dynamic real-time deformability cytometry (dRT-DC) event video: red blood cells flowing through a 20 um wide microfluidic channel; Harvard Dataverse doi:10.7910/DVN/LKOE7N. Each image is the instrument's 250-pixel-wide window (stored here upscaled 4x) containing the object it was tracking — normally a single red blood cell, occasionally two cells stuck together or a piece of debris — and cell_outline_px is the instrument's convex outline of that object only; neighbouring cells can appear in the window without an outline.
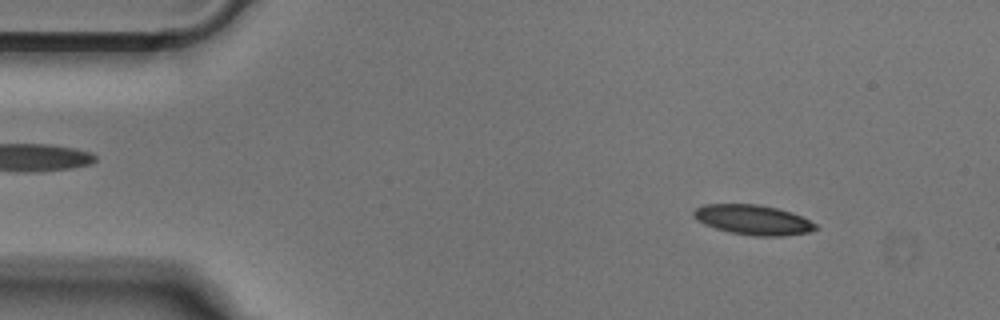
{"species": "Egyptian fruit bat (a non-hibernating species)", "species_latin": "Rousettus aegyptiacus", "temperature_condition": "cold", "stored_images_in_passage": 50, "camera_frame_rate_fps": 3000, "um_per_image_px": 0.085, "animal": {"sex": "male"}, "frame": {"image": 1, "passage_image": 5, "time_ms": 1.333, "image_size_px": [1000, 320], "cell_outline_px": [[820, 228], [808, 232], [780, 236], [752, 236], [732, 232], [716, 228], [704, 224], [692, 216], [692, 212], [696, 208], [704, 204], [760, 204], [792, 212], [816, 224]], "centroid_in_image_um": [64.0, 18.68], "position_along_channel_um": 21.0, "area_um2": 21.15}}
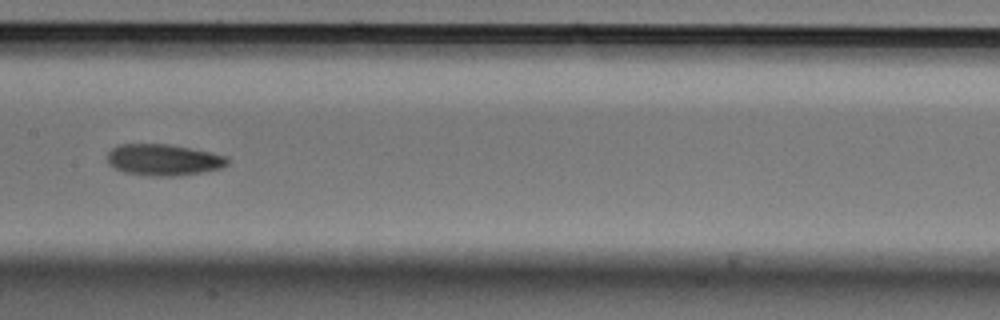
{"frame": {"image": 2, "passage_image": 24, "time_ms": 7.667, "image_size_px": [1000, 320], "cell_outline_px": [[228, 164], [220, 168], [204, 172], [180, 176], [152, 176], [124, 172], [108, 164], [108, 152], [112, 148], [120, 144], [168, 144], [212, 152], [228, 156]], "centroid_in_image_um": [13.93, 13.59], "position_along_channel_um": 193.5, "area_um2": 22.08}}
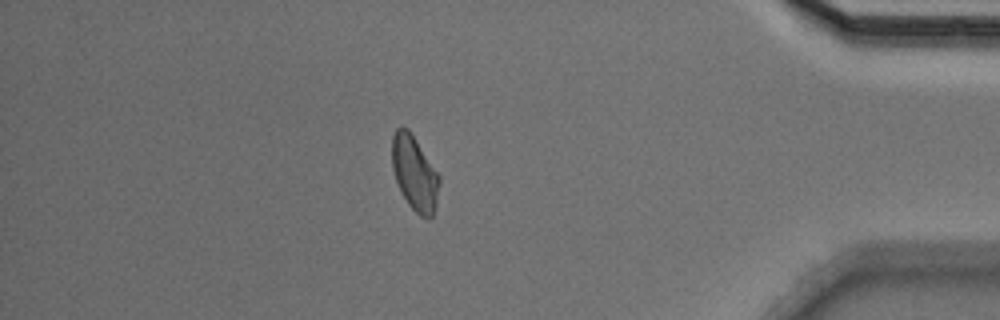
{"frame": {"image": 3, "passage_image": 43, "time_ms": 14.0, "image_size_px": [1000, 320], "cell_outline_px": [[440, 184], [436, 204], [432, 216], [420, 216], [408, 204], [396, 180], [392, 168], [392, 136], [396, 128], [408, 128], [440, 176]], "centroid_in_image_um": [35.24, 14.7], "position_along_channel_um": 400.0, "area_um2": 20.23}}